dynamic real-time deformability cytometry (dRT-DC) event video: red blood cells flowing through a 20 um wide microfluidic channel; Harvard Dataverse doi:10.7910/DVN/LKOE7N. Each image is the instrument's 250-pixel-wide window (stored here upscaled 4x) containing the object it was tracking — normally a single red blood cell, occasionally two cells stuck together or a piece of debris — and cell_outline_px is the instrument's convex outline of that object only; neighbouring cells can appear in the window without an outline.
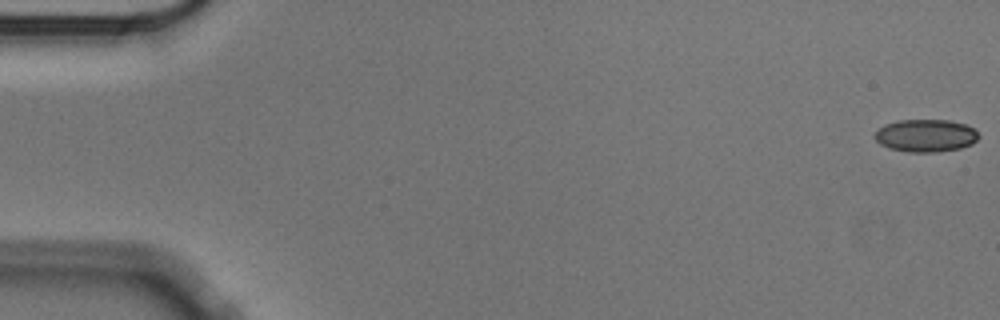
{"species": "Egyptian fruit bat (a non-hibernating species)", "species_latin": "Rousettus aegyptiacus", "temperature_condition": "cold", "stored_images_in_passage": 57, "camera_frame_rate_fps": 3000, "um_per_image_px": 0.085, "animal": {"sex": "male"}, "frame": {"image": 1, "passage_image": 1, "time_ms": 0.0, "image_size_px": [1000, 320], "cell_outline_px": [[980, 136], [972, 144], [960, 148], [936, 152], [908, 152], [888, 148], [880, 144], [872, 136], [884, 124], [896, 120], [948, 120], [964, 124], [972, 128]], "centroid_in_image_um": [78.65, 11.53], "position_along_channel_um": 6.4, "area_um2": 19.77}}
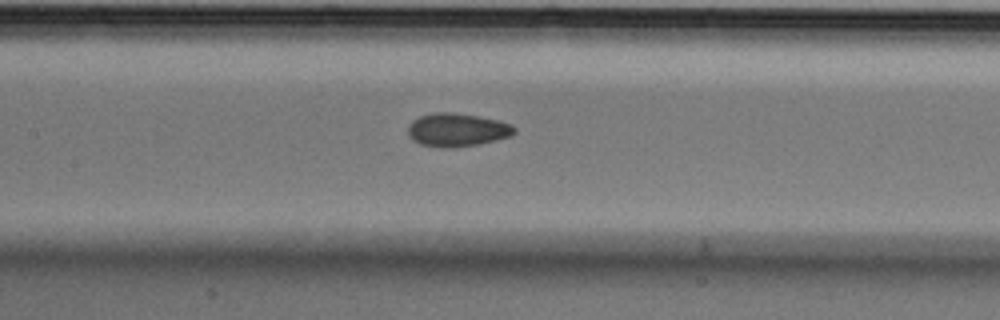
{"frame": {"image": 2, "passage_image": 27, "time_ms": 8.667, "image_size_px": [1000, 320], "cell_outline_px": [[516, 132], [512, 136], [480, 144], [452, 148], [440, 148], [420, 144], [412, 140], [408, 136], [408, 124], [412, 120], [420, 116], [432, 112], [456, 112], [480, 116], [512, 124], [516, 128]], "centroid_in_image_um": [38.84, 11.04], "position_along_channel_um": 168.6, "area_um2": 21.1}}
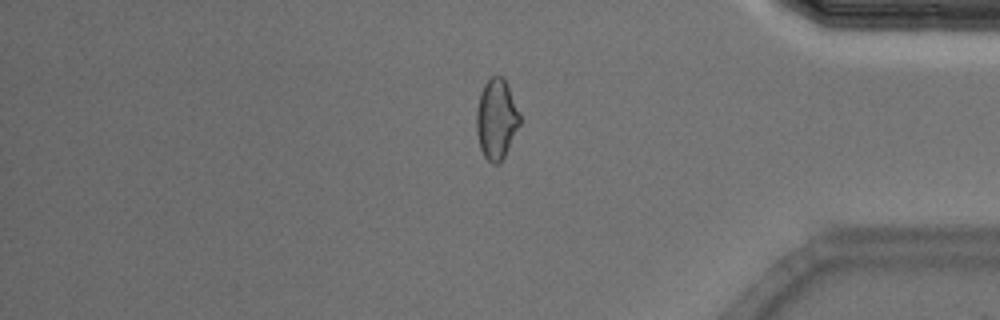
{"frame": {"image": 3, "passage_image": 48, "time_ms": 15.667, "image_size_px": [1000, 320], "cell_outline_px": [[520, 124], [504, 156], [496, 164], [492, 164], [484, 156], [480, 148], [476, 132], [476, 112], [480, 92], [484, 84], [492, 76], [500, 76], [508, 84], [520, 112]], "centroid_in_image_um": [42.19, 10.1], "position_along_channel_um": 393.0, "area_um2": 20.23}, "authors_computed_cell_mechanics": {"area_um2": 20.1722, "velocity_mm_per_s": 3.5376, "shape_relaxation_time_tau1_ms": 5.2223, "shape_relaxation_time_tau2_ms": 2.1127, "deformation_change_tau1": 0.0986, "deformation_change_tau2": 0.0693}}